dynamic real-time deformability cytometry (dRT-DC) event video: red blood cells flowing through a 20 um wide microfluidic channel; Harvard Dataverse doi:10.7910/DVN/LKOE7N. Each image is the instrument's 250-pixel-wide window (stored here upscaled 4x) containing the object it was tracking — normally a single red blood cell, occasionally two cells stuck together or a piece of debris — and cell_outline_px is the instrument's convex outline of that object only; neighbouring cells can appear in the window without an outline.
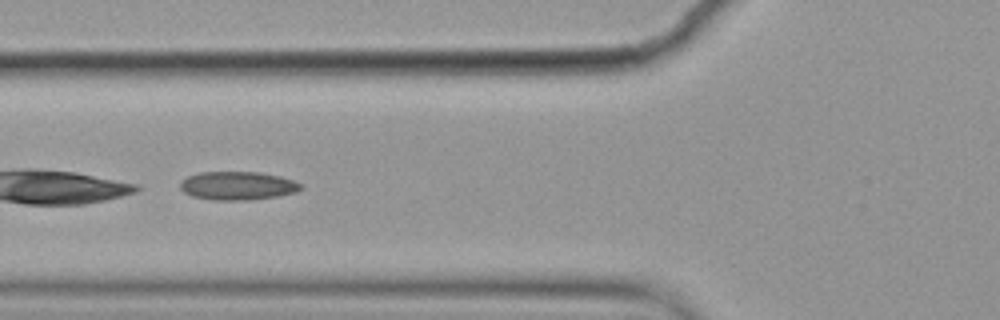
{"species": "common noctule bat (a hibernating species)", "species_latin": "Nyctalus noctula", "temperature_condition": "cold", "stored_images_in_passage": 8, "camera_frame_rate_fps": 3000, "um_per_image_px": 0.085, "animal": {"sex": "female", "body_mass_g": 19.9}, "frame": {"image": 1, "passage_image": 5, "time_ms": 1.333, "image_size_px": [1000, 320], "cell_outline_px": [[304, 188], [296, 192], [276, 196], [248, 200], [212, 200], [192, 196], [184, 192], [180, 188], [180, 184], [188, 176], [200, 172], [260, 172], [280, 176], [292, 180], [300, 184]], "centroid_in_image_um": [20.2, 15.79], "position_along_channel_um": 105.6, "area_um2": 19.88}}
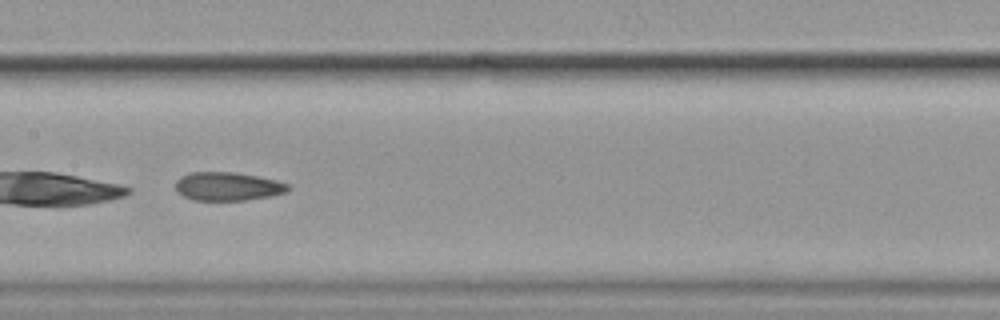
{"frame": {"image": 2, "passage_image": 7, "time_ms": 2.0, "image_size_px": [1000, 320], "cell_outline_px": [[292, 188], [284, 192], [268, 196], [244, 200], [192, 200], [184, 196], [176, 188], [176, 180], [180, 176], [192, 172], [232, 172], [256, 176], [276, 180], [288, 184]], "centroid_in_image_um": [19.34, 15.84], "position_along_channel_um": 188.1, "area_um2": 18.44}}
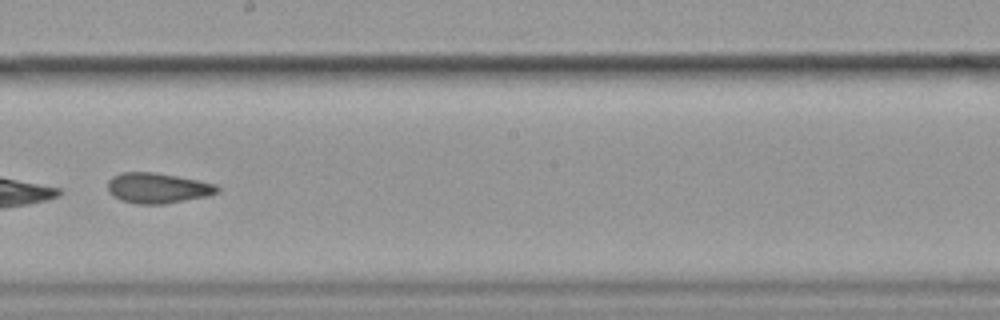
{"frame": {"image": 3, "passage_image": 8, "time_ms": 2.333, "image_size_px": [1000, 320], "cell_outline_px": [[220, 192], [208, 196], [164, 204], [136, 204], [120, 200], [112, 196], [108, 192], [108, 180], [112, 176], [120, 172], [152, 172], [176, 176], [216, 184], [220, 188]], "centroid_in_image_um": [13.38, 15.99], "position_along_channel_um": 234.8, "area_um2": 19.54}}